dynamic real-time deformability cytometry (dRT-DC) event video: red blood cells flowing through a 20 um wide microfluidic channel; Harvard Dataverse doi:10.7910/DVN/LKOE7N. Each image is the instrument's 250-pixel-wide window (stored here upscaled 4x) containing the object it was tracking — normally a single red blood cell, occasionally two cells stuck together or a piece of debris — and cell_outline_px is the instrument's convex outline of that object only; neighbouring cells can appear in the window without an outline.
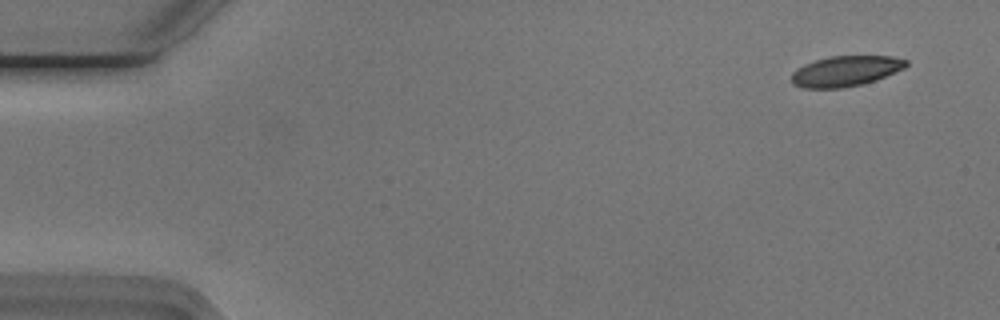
{"species": "Egyptian fruit bat (a non-hibernating species)", "species_latin": "Rousettus aegyptiacus", "temperature_condition": "cold", "stored_images_in_passage": 41, "camera_frame_rate_fps": 3000, "um_per_image_px": 0.085, "animal": {"sex": "male"}, "frame": {"image": 1, "passage_image": 1, "time_ms": 0.0, "image_size_px": [1000, 320], "cell_outline_px": [[908, 64], [904, 68], [876, 80], [864, 84], [844, 88], [800, 88], [792, 84], [792, 72], [796, 68], [804, 64], [816, 60], [832, 56], [892, 56], [908, 60]], "centroid_in_image_um": [71.86, 6.05], "position_along_channel_um": 13.1, "area_um2": 20.46}}
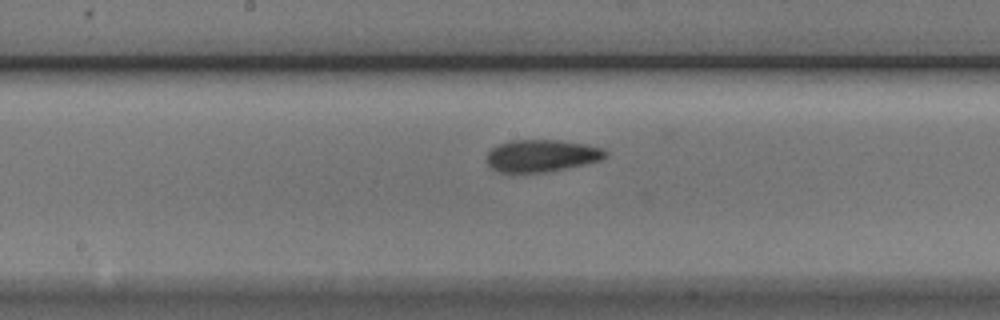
{"frame": {"image": 2, "passage_image": 26, "time_ms": 8.333, "image_size_px": [1000, 320], "cell_outline_px": [[608, 156], [604, 160], [544, 172], [500, 172], [492, 168], [488, 164], [488, 152], [492, 148], [500, 144], [512, 140], [560, 140], [588, 144], [604, 148], [608, 152]], "centroid_in_image_um": [46.12, 13.22], "position_along_channel_um": 202.1, "area_um2": 22.25}}
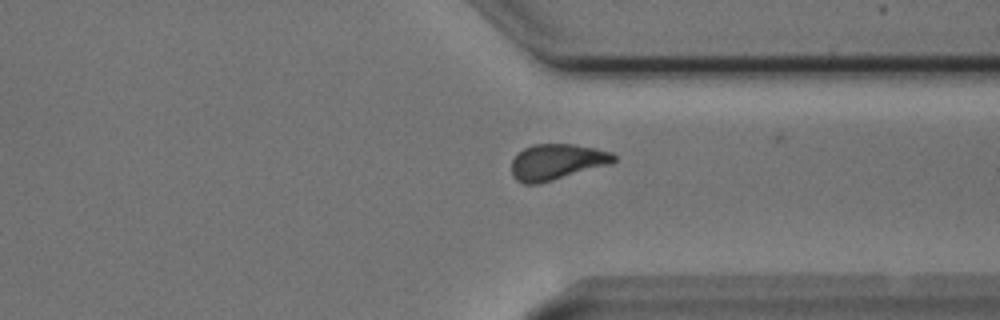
{"frame": {"image": 3, "passage_image": 39, "time_ms": 12.667, "image_size_px": [1000, 320], "cell_outline_px": [[616, 160], [612, 164], [540, 184], [524, 184], [516, 180], [512, 176], [512, 160], [524, 148], [532, 144], [572, 144], [596, 148], [612, 152], [616, 156]], "centroid_in_image_um": [47.36, 13.77], "position_along_channel_um": 364.0, "area_um2": 21.62}, "authors_computed_cell_mechanics": {"area_um2": 22.1374, "velocity_mm_per_s": 3.7353, "shape_relaxation_time_tau1_ms": 2.8594, "shape_relaxation_time_tau2_ms": 3.1046, "deformation_change_tau1": 0.1179, "deformation_change_tau2": 0.0962}}